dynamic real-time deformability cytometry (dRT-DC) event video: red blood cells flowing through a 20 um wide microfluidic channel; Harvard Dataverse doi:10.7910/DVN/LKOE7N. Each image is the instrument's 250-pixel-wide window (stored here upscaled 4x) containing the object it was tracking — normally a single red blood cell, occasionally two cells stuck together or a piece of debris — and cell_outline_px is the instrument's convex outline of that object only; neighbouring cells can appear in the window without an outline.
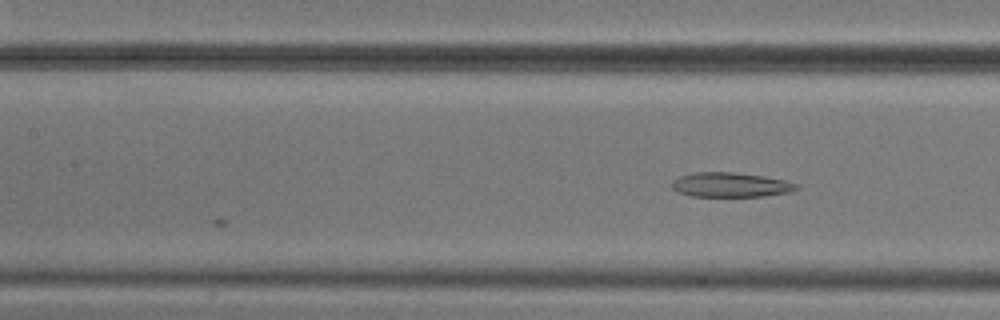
{"species": "common noctule bat (a hibernating species)", "species_latin": "Nyctalus noctula", "temperature_condition": "cold", "stored_images_in_passage": 9, "camera_frame_rate_fps": 3000, "um_per_image_px": 0.085, "animal": {"sex": "male", "body_mass_g": 20.5, "forearm_length_mm": 52.5}, "frame": {"image": 1, "passage_image": 5, "time_ms": 5.0, "image_size_px": [1000, 320], "cell_outline_px": [[800, 188], [788, 192], [760, 196], [692, 196], [676, 192], [672, 188], [672, 180], [680, 176], [692, 172], [732, 172], [764, 176], [784, 180], [796, 184]], "centroid_in_image_um": [62.04, 15.7], "position_along_channel_um": 145.4, "area_um2": 17.74}}
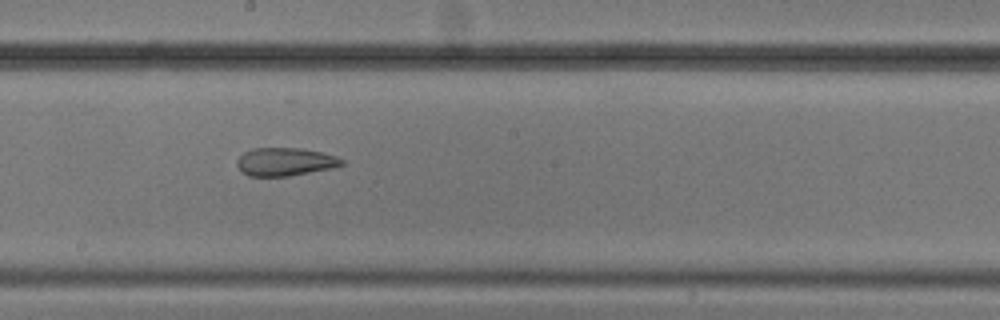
{"frame": {"image": 2, "passage_image": 8, "time_ms": 8.333, "image_size_px": [1000, 320], "cell_outline_px": [[344, 164], [332, 168], [288, 176], [248, 176], [240, 172], [236, 164], [236, 160], [244, 152], [252, 148], [304, 148], [336, 156], [344, 160]], "centroid_in_image_um": [24.2, 13.75], "position_along_channel_um": 224.0, "area_um2": 17.28}}
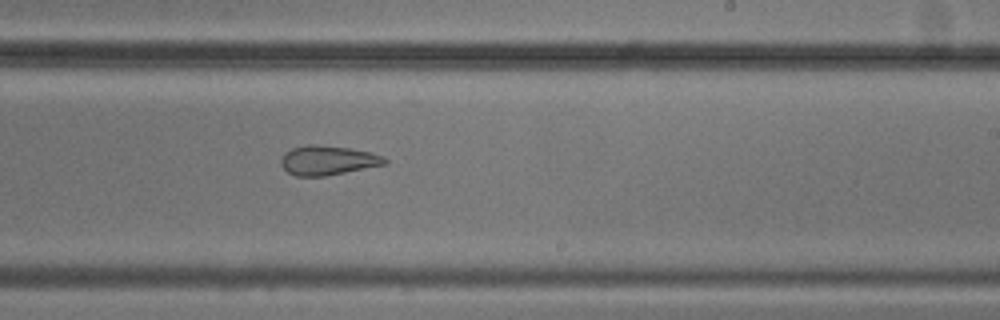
{"frame": {"image": 3, "passage_image": 9, "time_ms": 9.333, "image_size_px": [1000, 320], "cell_outline_px": [[388, 164], [324, 176], [296, 176], [288, 172], [280, 164], [280, 160], [284, 152], [292, 148], [308, 144], [316, 144], [348, 148], [368, 152], [384, 156], [388, 160]], "centroid_in_image_um": [27.85, 13.62], "position_along_channel_um": 261.1, "area_um2": 17.8}}